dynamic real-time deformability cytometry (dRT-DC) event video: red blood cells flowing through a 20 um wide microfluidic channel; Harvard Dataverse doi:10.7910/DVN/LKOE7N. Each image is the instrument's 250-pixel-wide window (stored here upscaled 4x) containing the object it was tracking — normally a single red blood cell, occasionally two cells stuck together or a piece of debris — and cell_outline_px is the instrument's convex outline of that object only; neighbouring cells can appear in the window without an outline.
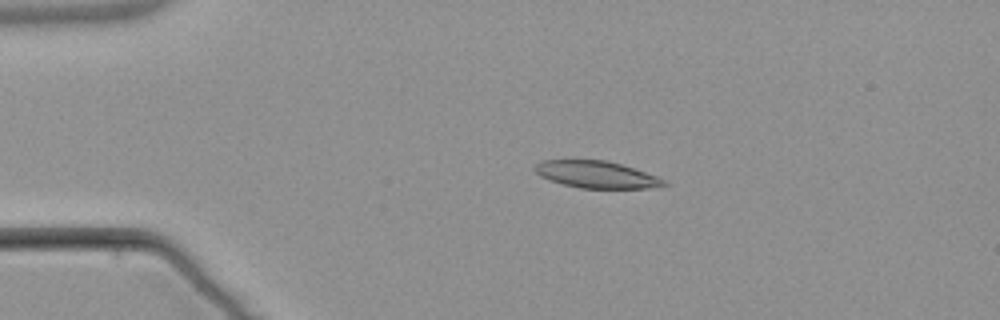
{"species": "common noctule bat (a hibernating species)", "species_latin": "Nyctalus noctula", "temperature_condition": "warm", "stored_images_in_passage": 4, "camera_frame_rate_fps": 3000, "um_per_image_px": 0.085, "animal": {"sex": "male", "body_mass_g": 21.5, "forearm_length_mm": 52.0}, "frame": {"image": 1, "passage_image": 2, "time_ms": 1.333, "image_size_px": [1000, 320], "cell_outline_px": [[668, 184], [648, 188], [580, 188], [564, 184], [540, 176], [532, 168], [536, 164], [544, 160], [572, 156], [604, 160], [620, 164], [656, 176], [664, 180]], "centroid_in_image_um": [50.58, 14.78], "position_along_channel_um": 34.4, "area_um2": 20.75}}
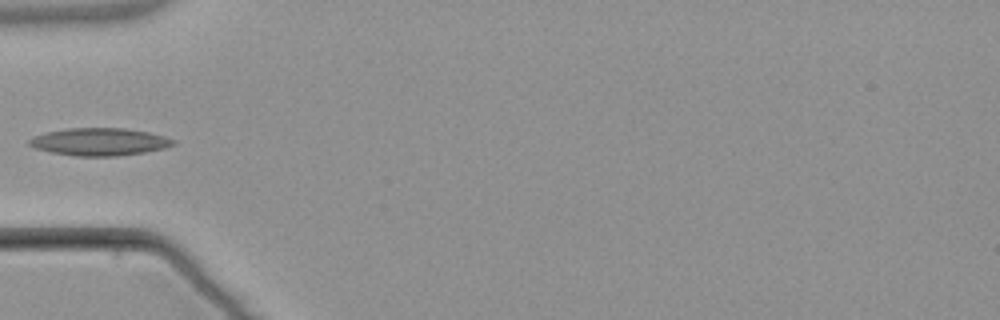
{"frame": {"image": 2, "passage_image": 4, "time_ms": 3.667, "image_size_px": [1000, 320], "cell_outline_px": [[176, 144], [164, 148], [144, 152], [116, 156], [76, 156], [52, 152], [36, 148], [28, 144], [28, 140], [32, 136], [44, 132], [64, 128], [124, 128], [148, 132], [164, 136], [176, 140]], "centroid_in_image_um": [8.44, 12.04], "position_along_channel_um": 76.6, "area_um2": 23.18}}